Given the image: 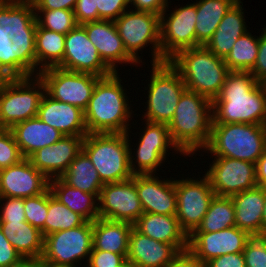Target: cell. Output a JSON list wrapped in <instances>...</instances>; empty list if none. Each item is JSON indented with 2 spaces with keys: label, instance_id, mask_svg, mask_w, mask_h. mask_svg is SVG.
<instances>
[{
  "label": "cell",
  "instance_id": "6da1fadb",
  "mask_svg": "<svg viewBox=\"0 0 266 267\" xmlns=\"http://www.w3.org/2000/svg\"><path fill=\"white\" fill-rule=\"evenodd\" d=\"M266 88L250 71H229L212 101V124L249 123L264 125Z\"/></svg>",
  "mask_w": 266,
  "mask_h": 267
},
{
  "label": "cell",
  "instance_id": "7a4b0ae2",
  "mask_svg": "<svg viewBox=\"0 0 266 267\" xmlns=\"http://www.w3.org/2000/svg\"><path fill=\"white\" fill-rule=\"evenodd\" d=\"M118 72L101 77L84 110L88 133H127L132 115L131 104L121 85Z\"/></svg>",
  "mask_w": 266,
  "mask_h": 267
},
{
  "label": "cell",
  "instance_id": "3957f363",
  "mask_svg": "<svg viewBox=\"0 0 266 267\" xmlns=\"http://www.w3.org/2000/svg\"><path fill=\"white\" fill-rule=\"evenodd\" d=\"M212 101L185 90L168 124L173 143L184 155H194L207 147L211 136ZM196 151V152H195Z\"/></svg>",
  "mask_w": 266,
  "mask_h": 267
},
{
  "label": "cell",
  "instance_id": "277c9868",
  "mask_svg": "<svg viewBox=\"0 0 266 267\" xmlns=\"http://www.w3.org/2000/svg\"><path fill=\"white\" fill-rule=\"evenodd\" d=\"M169 62L179 72L187 90L211 101L218 96L229 72L224 59L203 45L182 50Z\"/></svg>",
  "mask_w": 266,
  "mask_h": 267
},
{
  "label": "cell",
  "instance_id": "5b68a950",
  "mask_svg": "<svg viewBox=\"0 0 266 267\" xmlns=\"http://www.w3.org/2000/svg\"><path fill=\"white\" fill-rule=\"evenodd\" d=\"M129 131L127 133H88L82 151L91 160L101 181L121 182L133 177L129 165Z\"/></svg>",
  "mask_w": 266,
  "mask_h": 267
},
{
  "label": "cell",
  "instance_id": "8992f818",
  "mask_svg": "<svg viewBox=\"0 0 266 267\" xmlns=\"http://www.w3.org/2000/svg\"><path fill=\"white\" fill-rule=\"evenodd\" d=\"M213 157H226L256 164L266 151L264 125L249 123L212 124L204 151Z\"/></svg>",
  "mask_w": 266,
  "mask_h": 267
},
{
  "label": "cell",
  "instance_id": "52a82bcc",
  "mask_svg": "<svg viewBox=\"0 0 266 267\" xmlns=\"http://www.w3.org/2000/svg\"><path fill=\"white\" fill-rule=\"evenodd\" d=\"M44 94L45 86L38 75L0 82V129H11L37 117Z\"/></svg>",
  "mask_w": 266,
  "mask_h": 267
},
{
  "label": "cell",
  "instance_id": "ba28073f",
  "mask_svg": "<svg viewBox=\"0 0 266 267\" xmlns=\"http://www.w3.org/2000/svg\"><path fill=\"white\" fill-rule=\"evenodd\" d=\"M145 121L169 124L178 105L180 96L186 90L179 72L169 61L152 64Z\"/></svg>",
  "mask_w": 266,
  "mask_h": 267
},
{
  "label": "cell",
  "instance_id": "9c48e42d",
  "mask_svg": "<svg viewBox=\"0 0 266 267\" xmlns=\"http://www.w3.org/2000/svg\"><path fill=\"white\" fill-rule=\"evenodd\" d=\"M126 51L140 64L141 49L152 45L151 64L161 63L160 15L128 9L114 21ZM141 61V62H140Z\"/></svg>",
  "mask_w": 266,
  "mask_h": 267
},
{
  "label": "cell",
  "instance_id": "30bf717a",
  "mask_svg": "<svg viewBox=\"0 0 266 267\" xmlns=\"http://www.w3.org/2000/svg\"><path fill=\"white\" fill-rule=\"evenodd\" d=\"M92 249L93 222L85 221L78 227L45 236L41 259L54 265L78 267L82 259L88 261Z\"/></svg>",
  "mask_w": 266,
  "mask_h": 267
},
{
  "label": "cell",
  "instance_id": "8fae6325",
  "mask_svg": "<svg viewBox=\"0 0 266 267\" xmlns=\"http://www.w3.org/2000/svg\"><path fill=\"white\" fill-rule=\"evenodd\" d=\"M38 76L44 83L45 93L54 100L87 108L93 89L101 78L88 73L73 72L59 67H49Z\"/></svg>",
  "mask_w": 266,
  "mask_h": 267
},
{
  "label": "cell",
  "instance_id": "7c38bea8",
  "mask_svg": "<svg viewBox=\"0 0 266 267\" xmlns=\"http://www.w3.org/2000/svg\"><path fill=\"white\" fill-rule=\"evenodd\" d=\"M143 134L139 138L136 153H133L129 144V165L133 174H156L158 167L166 160L171 147L179 154H184L173 143L167 124L146 121ZM135 154V158H134ZM136 159V160H135ZM135 160V162H134ZM137 165V166H136Z\"/></svg>",
  "mask_w": 266,
  "mask_h": 267
},
{
  "label": "cell",
  "instance_id": "4fadbf2b",
  "mask_svg": "<svg viewBox=\"0 0 266 267\" xmlns=\"http://www.w3.org/2000/svg\"><path fill=\"white\" fill-rule=\"evenodd\" d=\"M167 10L166 8L160 15L161 63L169 61L182 50L196 47L195 2L176 8L170 14L166 13Z\"/></svg>",
  "mask_w": 266,
  "mask_h": 267
},
{
  "label": "cell",
  "instance_id": "5bb4252c",
  "mask_svg": "<svg viewBox=\"0 0 266 267\" xmlns=\"http://www.w3.org/2000/svg\"><path fill=\"white\" fill-rule=\"evenodd\" d=\"M198 179L174 180L177 197L175 216L188 236L201 223L208 211L210 201L215 196L208 177L204 174L202 179Z\"/></svg>",
  "mask_w": 266,
  "mask_h": 267
},
{
  "label": "cell",
  "instance_id": "9a60e30c",
  "mask_svg": "<svg viewBox=\"0 0 266 267\" xmlns=\"http://www.w3.org/2000/svg\"><path fill=\"white\" fill-rule=\"evenodd\" d=\"M205 175L215 196L231 197L258 186L256 164L226 157H215Z\"/></svg>",
  "mask_w": 266,
  "mask_h": 267
},
{
  "label": "cell",
  "instance_id": "2e32d148",
  "mask_svg": "<svg viewBox=\"0 0 266 267\" xmlns=\"http://www.w3.org/2000/svg\"><path fill=\"white\" fill-rule=\"evenodd\" d=\"M98 199L100 218L134 224L144 213L135 186V174L125 181L105 183Z\"/></svg>",
  "mask_w": 266,
  "mask_h": 267
},
{
  "label": "cell",
  "instance_id": "e0dca14e",
  "mask_svg": "<svg viewBox=\"0 0 266 267\" xmlns=\"http://www.w3.org/2000/svg\"><path fill=\"white\" fill-rule=\"evenodd\" d=\"M56 67L98 77H106L114 73L103 62L82 25H77L66 34L63 60Z\"/></svg>",
  "mask_w": 266,
  "mask_h": 267
},
{
  "label": "cell",
  "instance_id": "ac0fdd59",
  "mask_svg": "<svg viewBox=\"0 0 266 267\" xmlns=\"http://www.w3.org/2000/svg\"><path fill=\"white\" fill-rule=\"evenodd\" d=\"M251 235L236 226L216 232H192L188 250L203 264L225 254L242 253Z\"/></svg>",
  "mask_w": 266,
  "mask_h": 267
},
{
  "label": "cell",
  "instance_id": "d6986e66",
  "mask_svg": "<svg viewBox=\"0 0 266 267\" xmlns=\"http://www.w3.org/2000/svg\"><path fill=\"white\" fill-rule=\"evenodd\" d=\"M49 179L28 158L0 170V197L28 198L44 193Z\"/></svg>",
  "mask_w": 266,
  "mask_h": 267
},
{
  "label": "cell",
  "instance_id": "ffe728a7",
  "mask_svg": "<svg viewBox=\"0 0 266 267\" xmlns=\"http://www.w3.org/2000/svg\"><path fill=\"white\" fill-rule=\"evenodd\" d=\"M89 40L97 48L103 62L113 71L118 72L117 63L139 64L125 49L114 21L99 20L82 24Z\"/></svg>",
  "mask_w": 266,
  "mask_h": 267
},
{
  "label": "cell",
  "instance_id": "44dd1931",
  "mask_svg": "<svg viewBox=\"0 0 266 267\" xmlns=\"http://www.w3.org/2000/svg\"><path fill=\"white\" fill-rule=\"evenodd\" d=\"M84 137L63 136L53 145L38 149L28 159L49 180L61 177L82 151Z\"/></svg>",
  "mask_w": 266,
  "mask_h": 267
},
{
  "label": "cell",
  "instance_id": "7402d4cb",
  "mask_svg": "<svg viewBox=\"0 0 266 267\" xmlns=\"http://www.w3.org/2000/svg\"><path fill=\"white\" fill-rule=\"evenodd\" d=\"M135 186L144 213L176 215L174 179H159L155 174H135Z\"/></svg>",
  "mask_w": 266,
  "mask_h": 267
},
{
  "label": "cell",
  "instance_id": "603a6c76",
  "mask_svg": "<svg viewBox=\"0 0 266 267\" xmlns=\"http://www.w3.org/2000/svg\"><path fill=\"white\" fill-rule=\"evenodd\" d=\"M180 251L173 245L151 239L131 229L127 262L134 267H167Z\"/></svg>",
  "mask_w": 266,
  "mask_h": 267
},
{
  "label": "cell",
  "instance_id": "cb8c5ba5",
  "mask_svg": "<svg viewBox=\"0 0 266 267\" xmlns=\"http://www.w3.org/2000/svg\"><path fill=\"white\" fill-rule=\"evenodd\" d=\"M37 117L59 130L64 136H86L88 134L84 111L74 105L54 100L43 95Z\"/></svg>",
  "mask_w": 266,
  "mask_h": 267
},
{
  "label": "cell",
  "instance_id": "d4e9b609",
  "mask_svg": "<svg viewBox=\"0 0 266 267\" xmlns=\"http://www.w3.org/2000/svg\"><path fill=\"white\" fill-rule=\"evenodd\" d=\"M133 227L151 239L173 244L180 252L188 250V235L175 215L143 213Z\"/></svg>",
  "mask_w": 266,
  "mask_h": 267
},
{
  "label": "cell",
  "instance_id": "484cf974",
  "mask_svg": "<svg viewBox=\"0 0 266 267\" xmlns=\"http://www.w3.org/2000/svg\"><path fill=\"white\" fill-rule=\"evenodd\" d=\"M235 209V226L251 236H263L265 188L256 186L231 196Z\"/></svg>",
  "mask_w": 266,
  "mask_h": 267
},
{
  "label": "cell",
  "instance_id": "4316f807",
  "mask_svg": "<svg viewBox=\"0 0 266 267\" xmlns=\"http://www.w3.org/2000/svg\"><path fill=\"white\" fill-rule=\"evenodd\" d=\"M10 130L24 158H28L40 148L53 145L64 136L38 117L19 122Z\"/></svg>",
  "mask_w": 266,
  "mask_h": 267
},
{
  "label": "cell",
  "instance_id": "83f0119b",
  "mask_svg": "<svg viewBox=\"0 0 266 267\" xmlns=\"http://www.w3.org/2000/svg\"><path fill=\"white\" fill-rule=\"evenodd\" d=\"M242 6L241 0L232 5L205 45L217 57L225 59L236 40L248 31Z\"/></svg>",
  "mask_w": 266,
  "mask_h": 267
},
{
  "label": "cell",
  "instance_id": "f1b7e54d",
  "mask_svg": "<svg viewBox=\"0 0 266 267\" xmlns=\"http://www.w3.org/2000/svg\"><path fill=\"white\" fill-rule=\"evenodd\" d=\"M133 224L97 218L93 221V249L122 254L127 258L128 239Z\"/></svg>",
  "mask_w": 266,
  "mask_h": 267
},
{
  "label": "cell",
  "instance_id": "f546056e",
  "mask_svg": "<svg viewBox=\"0 0 266 267\" xmlns=\"http://www.w3.org/2000/svg\"><path fill=\"white\" fill-rule=\"evenodd\" d=\"M3 234L23 259H38L44 250V237L42 232L23 222H0Z\"/></svg>",
  "mask_w": 266,
  "mask_h": 267
},
{
  "label": "cell",
  "instance_id": "4dcf8cb0",
  "mask_svg": "<svg viewBox=\"0 0 266 267\" xmlns=\"http://www.w3.org/2000/svg\"><path fill=\"white\" fill-rule=\"evenodd\" d=\"M49 189L52 195L86 221L93 222L99 218L98 202L95 194L83 192L66 184L60 177L50 179Z\"/></svg>",
  "mask_w": 266,
  "mask_h": 267
},
{
  "label": "cell",
  "instance_id": "1f68e13d",
  "mask_svg": "<svg viewBox=\"0 0 266 267\" xmlns=\"http://www.w3.org/2000/svg\"><path fill=\"white\" fill-rule=\"evenodd\" d=\"M0 27L10 38L19 33H36L37 20L33 3L0 0Z\"/></svg>",
  "mask_w": 266,
  "mask_h": 267
},
{
  "label": "cell",
  "instance_id": "d6a6232c",
  "mask_svg": "<svg viewBox=\"0 0 266 267\" xmlns=\"http://www.w3.org/2000/svg\"><path fill=\"white\" fill-rule=\"evenodd\" d=\"M237 0H196V47L212 38L227 11Z\"/></svg>",
  "mask_w": 266,
  "mask_h": 267
},
{
  "label": "cell",
  "instance_id": "836d02e7",
  "mask_svg": "<svg viewBox=\"0 0 266 267\" xmlns=\"http://www.w3.org/2000/svg\"><path fill=\"white\" fill-rule=\"evenodd\" d=\"M65 36L62 33L41 28L37 24L35 33L36 75L43 69L56 67L63 60Z\"/></svg>",
  "mask_w": 266,
  "mask_h": 267
},
{
  "label": "cell",
  "instance_id": "e575fe53",
  "mask_svg": "<svg viewBox=\"0 0 266 267\" xmlns=\"http://www.w3.org/2000/svg\"><path fill=\"white\" fill-rule=\"evenodd\" d=\"M66 184L98 198L104 185L88 156L81 151L60 177Z\"/></svg>",
  "mask_w": 266,
  "mask_h": 267
},
{
  "label": "cell",
  "instance_id": "d590c367",
  "mask_svg": "<svg viewBox=\"0 0 266 267\" xmlns=\"http://www.w3.org/2000/svg\"><path fill=\"white\" fill-rule=\"evenodd\" d=\"M235 226V209L231 197L214 196L201 223L193 232H216Z\"/></svg>",
  "mask_w": 266,
  "mask_h": 267
},
{
  "label": "cell",
  "instance_id": "8d00e7d4",
  "mask_svg": "<svg viewBox=\"0 0 266 267\" xmlns=\"http://www.w3.org/2000/svg\"><path fill=\"white\" fill-rule=\"evenodd\" d=\"M250 31L239 37L230 53L224 59L229 71H251L254 67L259 47V37L252 36Z\"/></svg>",
  "mask_w": 266,
  "mask_h": 267
},
{
  "label": "cell",
  "instance_id": "74e56055",
  "mask_svg": "<svg viewBox=\"0 0 266 267\" xmlns=\"http://www.w3.org/2000/svg\"><path fill=\"white\" fill-rule=\"evenodd\" d=\"M15 49V78L36 76L35 33H19L11 38Z\"/></svg>",
  "mask_w": 266,
  "mask_h": 267
},
{
  "label": "cell",
  "instance_id": "f35d334b",
  "mask_svg": "<svg viewBox=\"0 0 266 267\" xmlns=\"http://www.w3.org/2000/svg\"><path fill=\"white\" fill-rule=\"evenodd\" d=\"M48 214L45 220V236L82 225L86 220L58 201L48 188Z\"/></svg>",
  "mask_w": 266,
  "mask_h": 267
},
{
  "label": "cell",
  "instance_id": "ab89813d",
  "mask_svg": "<svg viewBox=\"0 0 266 267\" xmlns=\"http://www.w3.org/2000/svg\"><path fill=\"white\" fill-rule=\"evenodd\" d=\"M35 15L41 28L65 35L78 25L73 10H35Z\"/></svg>",
  "mask_w": 266,
  "mask_h": 267
},
{
  "label": "cell",
  "instance_id": "60d3db41",
  "mask_svg": "<svg viewBox=\"0 0 266 267\" xmlns=\"http://www.w3.org/2000/svg\"><path fill=\"white\" fill-rule=\"evenodd\" d=\"M48 189L37 196L24 198L26 221L39 229L45 237V220L48 214Z\"/></svg>",
  "mask_w": 266,
  "mask_h": 267
},
{
  "label": "cell",
  "instance_id": "b9f144b4",
  "mask_svg": "<svg viewBox=\"0 0 266 267\" xmlns=\"http://www.w3.org/2000/svg\"><path fill=\"white\" fill-rule=\"evenodd\" d=\"M24 159L10 129H0V170Z\"/></svg>",
  "mask_w": 266,
  "mask_h": 267
},
{
  "label": "cell",
  "instance_id": "7bdbcfd3",
  "mask_svg": "<svg viewBox=\"0 0 266 267\" xmlns=\"http://www.w3.org/2000/svg\"><path fill=\"white\" fill-rule=\"evenodd\" d=\"M243 254L246 267H266V236H251Z\"/></svg>",
  "mask_w": 266,
  "mask_h": 267
},
{
  "label": "cell",
  "instance_id": "ee69618b",
  "mask_svg": "<svg viewBox=\"0 0 266 267\" xmlns=\"http://www.w3.org/2000/svg\"><path fill=\"white\" fill-rule=\"evenodd\" d=\"M1 202H3V204H1ZM0 204V222L26 221L24 214V198L0 197Z\"/></svg>",
  "mask_w": 266,
  "mask_h": 267
},
{
  "label": "cell",
  "instance_id": "f6af8a7d",
  "mask_svg": "<svg viewBox=\"0 0 266 267\" xmlns=\"http://www.w3.org/2000/svg\"><path fill=\"white\" fill-rule=\"evenodd\" d=\"M129 4L130 0H97L98 21H115L130 8Z\"/></svg>",
  "mask_w": 266,
  "mask_h": 267
},
{
  "label": "cell",
  "instance_id": "bcb514c9",
  "mask_svg": "<svg viewBox=\"0 0 266 267\" xmlns=\"http://www.w3.org/2000/svg\"><path fill=\"white\" fill-rule=\"evenodd\" d=\"M127 262L122 254L108 251L92 250L86 267H122Z\"/></svg>",
  "mask_w": 266,
  "mask_h": 267
},
{
  "label": "cell",
  "instance_id": "7dc6e473",
  "mask_svg": "<svg viewBox=\"0 0 266 267\" xmlns=\"http://www.w3.org/2000/svg\"><path fill=\"white\" fill-rule=\"evenodd\" d=\"M0 61L15 77V49L11 38L4 27H0Z\"/></svg>",
  "mask_w": 266,
  "mask_h": 267
},
{
  "label": "cell",
  "instance_id": "c3c4849f",
  "mask_svg": "<svg viewBox=\"0 0 266 267\" xmlns=\"http://www.w3.org/2000/svg\"><path fill=\"white\" fill-rule=\"evenodd\" d=\"M73 12L78 25L98 21L97 0H77Z\"/></svg>",
  "mask_w": 266,
  "mask_h": 267
},
{
  "label": "cell",
  "instance_id": "681fc988",
  "mask_svg": "<svg viewBox=\"0 0 266 267\" xmlns=\"http://www.w3.org/2000/svg\"><path fill=\"white\" fill-rule=\"evenodd\" d=\"M22 260L21 255L12 246L0 228V267H14Z\"/></svg>",
  "mask_w": 266,
  "mask_h": 267
},
{
  "label": "cell",
  "instance_id": "f907efd6",
  "mask_svg": "<svg viewBox=\"0 0 266 267\" xmlns=\"http://www.w3.org/2000/svg\"><path fill=\"white\" fill-rule=\"evenodd\" d=\"M250 72L258 82L266 81V27L259 36L257 60Z\"/></svg>",
  "mask_w": 266,
  "mask_h": 267
},
{
  "label": "cell",
  "instance_id": "816d5d0a",
  "mask_svg": "<svg viewBox=\"0 0 266 267\" xmlns=\"http://www.w3.org/2000/svg\"><path fill=\"white\" fill-rule=\"evenodd\" d=\"M205 267H246V264L242 252L215 257L206 262Z\"/></svg>",
  "mask_w": 266,
  "mask_h": 267
},
{
  "label": "cell",
  "instance_id": "f5cc1de1",
  "mask_svg": "<svg viewBox=\"0 0 266 267\" xmlns=\"http://www.w3.org/2000/svg\"><path fill=\"white\" fill-rule=\"evenodd\" d=\"M168 3V0H130L131 7L135 8L132 10L151 12L158 15H161L169 7Z\"/></svg>",
  "mask_w": 266,
  "mask_h": 267
},
{
  "label": "cell",
  "instance_id": "db71d44e",
  "mask_svg": "<svg viewBox=\"0 0 266 267\" xmlns=\"http://www.w3.org/2000/svg\"><path fill=\"white\" fill-rule=\"evenodd\" d=\"M77 0H36L35 10H74Z\"/></svg>",
  "mask_w": 266,
  "mask_h": 267
},
{
  "label": "cell",
  "instance_id": "11a10c76",
  "mask_svg": "<svg viewBox=\"0 0 266 267\" xmlns=\"http://www.w3.org/2000/svg\"><path fill=\"white\" fill-rule=\"evenodd\" d=\"M167 267H205L189 250L180 252Z\"/></svg>",
  "mask_w": 266,
  "mask_h": 267
},
{
  "label": "cell",
  "instance_id": "9f6ffc18",
  "mask_svg": "<svg viewBox=\"0 0 266 267\" xmlns=\"http://www.w3.org/2000/svg\"><path fill=\"white\" fill-rule=\"evenodd\" d=\"M257 184L266 188V151L256 163Z\"/></svg>",
  "mask_w": 266,
  "mask_h": 267
},
{
  "label": "cell",
  "instance_id": "6f0895ef",
  "mask_svg": "<svg viewBox=\"0 0 266 267\" xmlns=\"http://www.w3.org/2000/svg\"><path fill=\"white\" fill-rule=\"evenodd\" d=\"M14 267H44V261L38 259H23L19 264Z\"/></svg>",
  "mask_w": 266,
  "mask_h": 267
},
{
  "label": "cell",
  "instance_id": "680465c9",
  "mask_svg": "<svg viewBox=\"0 0 266 267\" xmlns=\"http://www.w3.org/2000/svg\"><path fill=\"white\" fill-rule=\"evenodd\" d=\"M15 77L3 66L0 61V82H6L9 80H13Z\"/></svg>",
  "mask_w": 266,
  "mask_h": 267
},
{
  "label": "cell",
  "instance_id": "91938a15",
  "mask_svg": "<svg viewBox=\"0 0 266 267\" xmlns=\"http://www.w3.org/2000/svg\"><path fill=\"white\" fill-rule=\"evenodd\" d=\"M263 235L266 234V188H265V202H264V210H263Z\"/></svg>",
  "mask_w": 266,
  "mask_h": 267
},
{
  "label": "cell",
  "instance_id": "94428289",
  "mask_svg": "<svg viewBox=\"0 0 266 267\" xmlns=\"http://www.w3.org/2000/svg\"><path fill=\"white\" fill-rule=\"evenodd\" d=\"M44 267H70V266L54 265L44 261Z\"/></svg>",
  "mask_w": 266,
  "mask_h": 267
},
{
  "label": "cell",
  "instance_id": "6125c7cd",
  "mask_svg": "<svg viewBox=\"0 0 266 267\" xmlns=\"http://www.w3.org/2000/svg\"><path fill=\"white\" fill-rule=\"evenodd\" d=\"M16 1L33 3V2H35L36 0H16Z\"/></svg>",
  "mask_w": 266,
  "mask_h": 267
},
{
  "label": "cell",
  "instance_id": "be15d7a7",
  "mask_svg": "<svg viewBox=\"0 0 266 267\" xmlns=\"http://www.w3.org/2000/svg\"><path fill=\"white\" fill-rule=\"evenodd\" d=\"M122 267H134V266L129 262H126Z\"/></svg>",
  "mask_w": 266,
  "mask_h": 267
},
{
  "label": "cell",
  "instance_id": "e7e4bbea",
  "mask_svg": "<svg viewBox=\"0 0 266 267\" xmlns=\"http://www.w3.org/2000/svg\"><path fill=\"white\" fill-rule=\"evenodd\" d=\"M264 128H265V133H266V120H265V123H264Z\"/></svg>",
  "mask_w": 266,
  "mask_h": 267
}]
</instances>
